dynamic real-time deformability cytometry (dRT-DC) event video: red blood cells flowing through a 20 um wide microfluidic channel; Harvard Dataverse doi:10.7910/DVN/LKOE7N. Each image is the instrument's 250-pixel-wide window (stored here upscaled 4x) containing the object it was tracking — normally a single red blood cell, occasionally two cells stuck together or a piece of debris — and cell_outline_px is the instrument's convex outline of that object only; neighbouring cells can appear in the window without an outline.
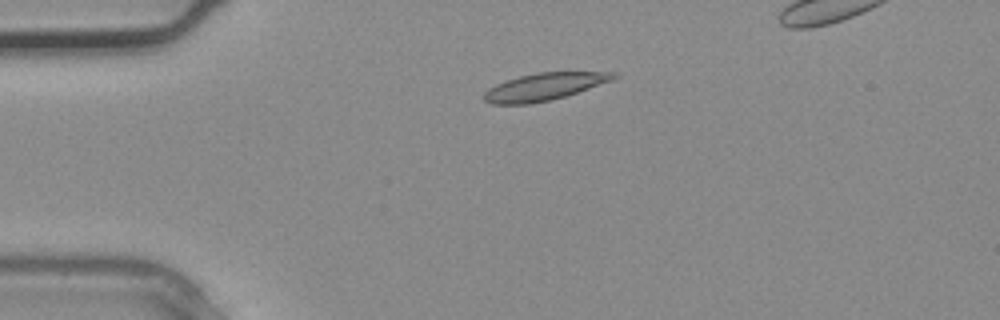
{"species": "common noctule bat (a hibernating species)", "species_latin": "Nyctalus noctula", "temperature_condition": "warm", "stored_images_in_passage": 3, "camera_frame_rate_fps": 3000, "um_per_image_px": 0.085, "animal": {"sex": "male", "body_mass_g": 20.4}, "frame": {"image": 1, "passage_image": 1, "time_ms": 0.0, "image_size_px": [1000, 320], "cell_outline_px": [[620, 76], [612, 80], [552, 100], [528, 104], [492, 104], [484, 100], [484, 92], [488, 88], [496, 84], [520, 76], [536, 72], [620, 72]], "centroid_in_image_um": [46.26, 7.36], "position_along_channel_um": 38.7, "area_um2": 20.46}}